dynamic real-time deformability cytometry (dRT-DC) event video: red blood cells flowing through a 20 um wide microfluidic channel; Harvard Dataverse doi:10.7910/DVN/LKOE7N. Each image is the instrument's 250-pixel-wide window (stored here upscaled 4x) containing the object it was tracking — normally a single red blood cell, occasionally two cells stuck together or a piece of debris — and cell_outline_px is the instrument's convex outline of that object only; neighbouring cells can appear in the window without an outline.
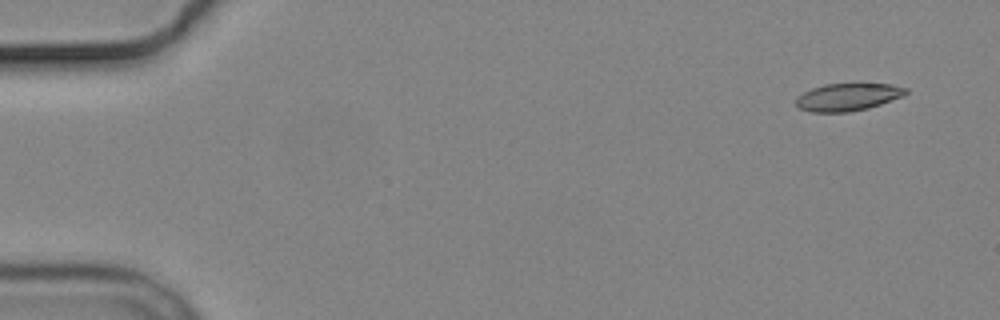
{"species": "common noctule bat (a hibernating species)", "species_latin": "Nyctalus noctula", "temperature_condition": "cold", "stored_images_in_passage": 8, "camera_frame_rate_fps": 3000, "um_per_image_px": 0.085, "animal": {"sex": "male", "body_mass_g": 19.2, "forearm_length_mm": 51.8}, "frame": {"image": 1, "passage_image": 1, "time_ms": 0.0, "image_size_px": [1000, 320], "cell_outline_px": [[908, 92], [904, 96], [868, 108], [848, 112], [812, 112], [800, 108], [796, 104], [796, 100], [804, 92], [812, 88], [824, 84], [860, 80], [892, 84], [908, 88]], "centroid_in_image_um": [72.15, 8.18], "position_along_channel_um": 12.8, "area_um2": 18.44}}
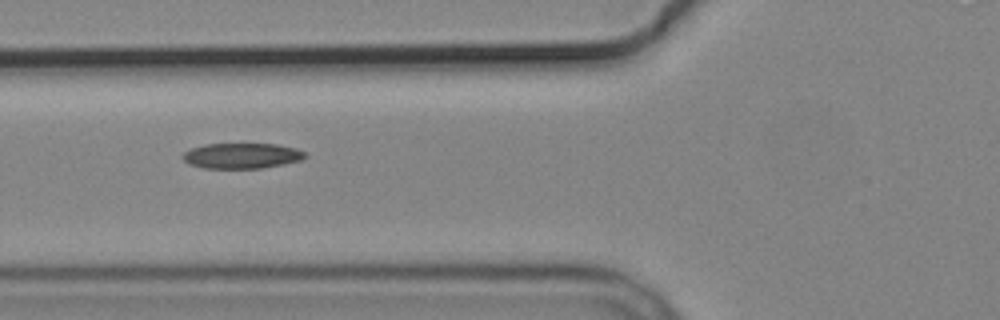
{"frame": {"image": 2, "passage_image": 6, "time_ms": 6.0, "image_size_px": [1000, 320], "cell_outline_px": [[308, 156], [300, 160], [284, 164], [264, 168], [204, 168], [188, 164], [180, 156], [184, 152], [192, 148], [204, 144], [276, 144], [296, 148], [304, 152]], "centroid_in_image_um": [20.54, 13.24], "position_along_channel_um": 105.3, "area_um2": 18.21}}
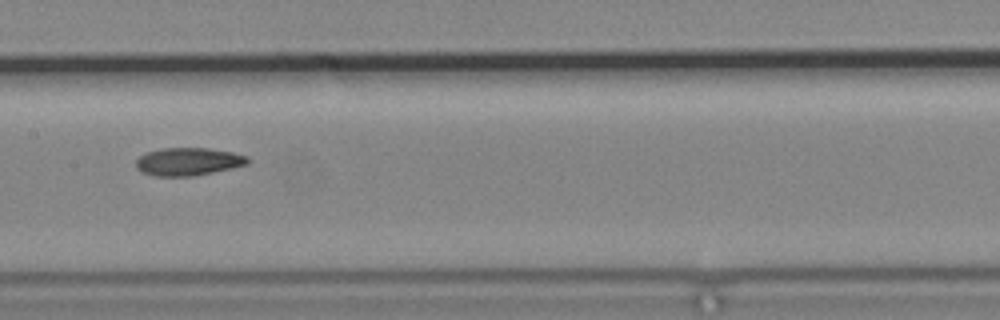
{"frame": {"image": 3, "passage_image": 8, "time_ms": 8.333, "image_size_px": [1000, 320], "cell_outline_px": [[248, 164], [232, 168], [192, 176], [156, 176], [140, 172], [136, 168], [136, 160], [140, 156], [148, 152], [160, 148], [208, 148], [232, 152], [248, 156]], "centroid_in_image_um": [15.98, 13.73], "position_along_channel_um": 191.4, "area_um2": 18.09}}